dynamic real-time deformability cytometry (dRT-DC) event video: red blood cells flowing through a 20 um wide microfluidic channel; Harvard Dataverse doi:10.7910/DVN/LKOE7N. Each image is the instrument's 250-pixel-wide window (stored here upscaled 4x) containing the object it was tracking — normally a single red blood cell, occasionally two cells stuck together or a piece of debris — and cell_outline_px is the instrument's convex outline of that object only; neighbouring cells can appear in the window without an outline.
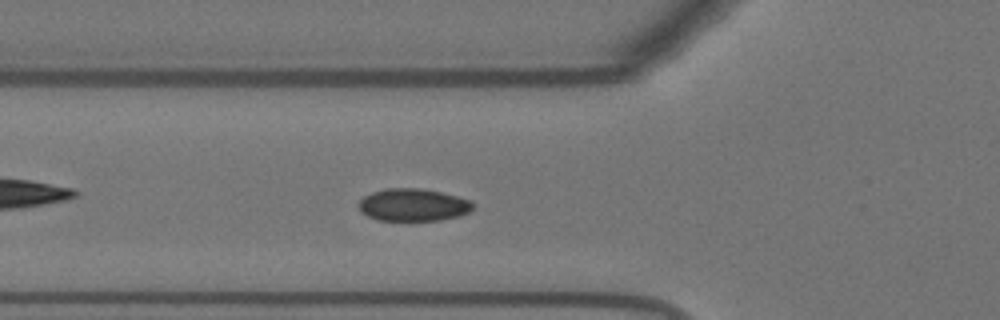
{"species": "Egyptian fruit bat (a non-hibernating species)", "species_latin": "Rousettus aegyptiacus", "temperature_condition": "warm", "stored_images_in_passage": 50, "camera_frame_rate_fps": 3000, "um_per_image_px": 0.085, "animal": {"sex": "female"}, "frame": {"image": 1, "passage_image": 13, "time_ms": 4.0, "image_size_px": [1000, 320], "cell_outline_px": [[472, 208], [468, 212], [460, 216], [440, 220], [376, 220], [360, 212], [360, 200], [364, 196], [372, 192], [384, 188], [420, 188], [440, 192], [472, 200]], "centroid_in_image_um": [35.11, 17.41], "position_along_channel_um": 90.7, "area_um2": 21.56}}
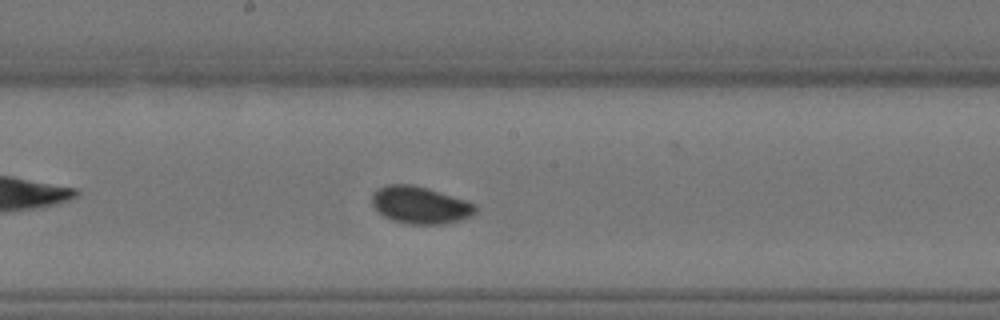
{"frame": {"image": 2, "passage_image": 23, "time_ms": 7.333, "image_size_px": [1000, 320], "cell_outline_px": [[476, 212], [472, 216], [460, 220], [444, 224], [412, 224], [392, 220], [384, 216], [372, 204], [372, 192], [376, 188], [388, 184], [412, 184], [428, 188], [468, 200], [476, 204]], "centroid_in_image_um": [35.73, 17.41], "position_along_channel_um": 212.5, "area_um2": 22.66}}
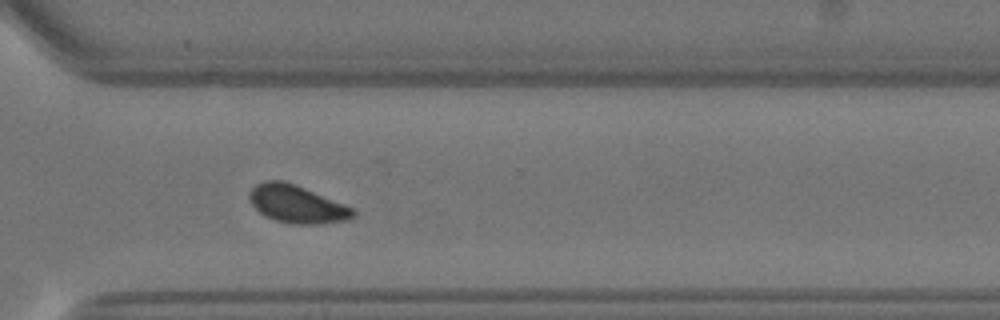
{"frame": {"image": 3, "passage_image": 34, "time_ms": 11.0, "image_size_px": [1000, 320], "cell_outline_px": [[356, 216], [348, 220], [320, 224], [292, 224], [276, 220], [264, 216], [252, 204], [248, 196], [248, 192], [256, 184], [264, 180], [284, 180], [296, 184], [344, 204], [352, 208], [356, 212]], "centroid_in_image_um": [25.23, 17.34], "position_along_channel_um": 345.4, "area_um2": 22.95}, "authors_computed_cell_mechanics": {"area_um2": 22.0796, "velocity_mm_per_s": 3.635, "shape_relaxation_time_tau1_ms": 2.7918, "shape_relaxation_time_tau2_ms": 1.0786, "deformation_change_tau1": 0.0767, "deformation_change_tau2": 0.035}}